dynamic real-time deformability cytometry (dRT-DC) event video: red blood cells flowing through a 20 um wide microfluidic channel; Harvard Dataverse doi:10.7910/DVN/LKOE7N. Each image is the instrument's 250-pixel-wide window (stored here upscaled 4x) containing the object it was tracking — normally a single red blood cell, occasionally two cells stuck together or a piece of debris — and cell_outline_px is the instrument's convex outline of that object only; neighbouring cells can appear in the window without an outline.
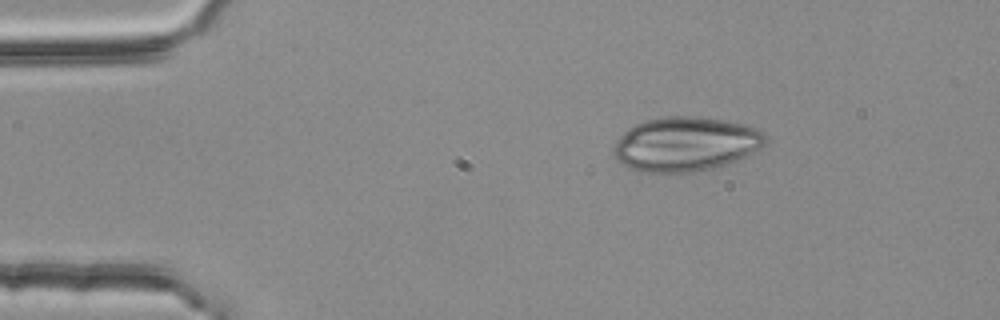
{"species": "common noctule bat (a hibernating species)", "species_latin": "Nyctalus noctula", "temperature_condition": "room temperature", "stored_images_in_passage": 3, "camera_frame_rate_fps": 3000, "um_per_image_px": 0.085, "animal": {"sex": "female", "body_mass_g": 25.1}, "frame": {"image": 1, "passage_image": 1, "time_ms": 0.0, "image_size_px": [1000, 320], "cell_outline_px": [[768, 140], [760, 148], [736, 160], [712, 168], [692, 172], [640, 172], [628, 168], [620, 164], [616, 160], [612, 148], [616, 140], [628, 128], [644, 120], [668, 116], [696, 116], [724, 120], [756, 128], [764, 132], [768, 136]], "centroid_in_image_um": [58.23, 12.24], "position_along_channel_um": 26.8, "area_um2": 48.15}}